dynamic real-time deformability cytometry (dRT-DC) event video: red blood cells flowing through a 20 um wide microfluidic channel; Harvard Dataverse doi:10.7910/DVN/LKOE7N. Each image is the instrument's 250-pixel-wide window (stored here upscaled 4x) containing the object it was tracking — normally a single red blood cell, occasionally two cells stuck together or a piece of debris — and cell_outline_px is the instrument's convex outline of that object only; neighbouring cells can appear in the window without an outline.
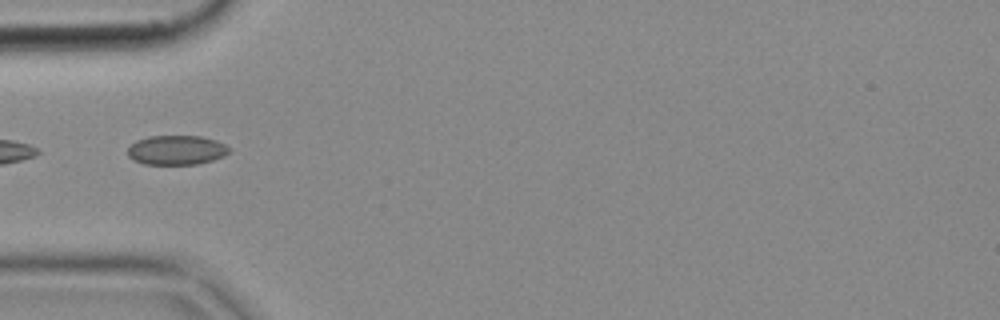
{"species": "common noctule bat (a hibernating species)", "species_latin": "Nyctalus noctula", "temperature_condition": "cold", "stored_images_in_passage": 4, "camera_frame_rate_fps": 3000, "um_per_image_px": 0.085, "animal": {"sex": "female", "body_mass_g": 18.4}, "frame": {"image": 1, "passage_image": 4, "time_ms": 1.0, "image_size_px": [1000, 320], "cell_outline_px": [[232, 148], [224, 156], [212, 160], [196, 164], [144, 164], [132, 160], [128, 156], [128, 148], [136, 140], [148, 136], [200, 136], [216, 140]], "centroid_in_image_um": [14.99, 12.75], "position_along_channel_um": 70.0, "area_um2": 17.46}}